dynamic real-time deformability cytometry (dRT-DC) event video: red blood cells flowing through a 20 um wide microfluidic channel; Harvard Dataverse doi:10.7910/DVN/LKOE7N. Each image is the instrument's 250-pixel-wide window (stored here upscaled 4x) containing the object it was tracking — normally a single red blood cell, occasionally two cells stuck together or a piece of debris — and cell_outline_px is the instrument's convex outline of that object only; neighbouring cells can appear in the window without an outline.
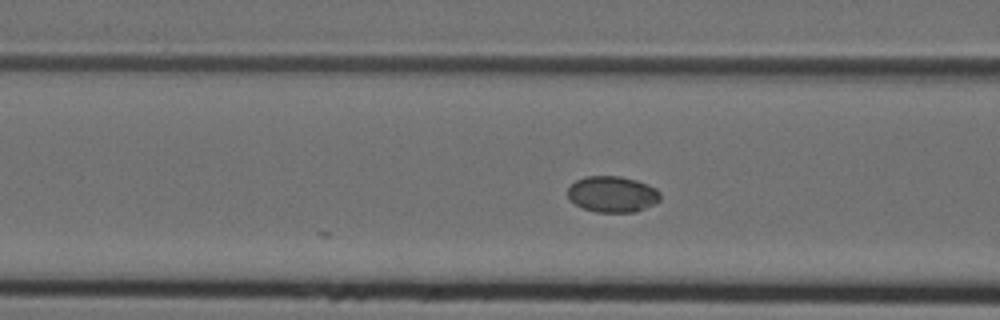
{"species": "Egyptian fruit bat (a non-hibernating species)", "species_latin": "Rousettus aegyptiacus", "temperature_condition": "cold", "stored_images_in_passage": 42, "camera_frame_rate_fps": 3000, "um_per_image_px": 0.085, "animal": {"sex": "female"}, "frame": {"image": 1, "passage_image": 7, "time_ms": 2.0, "image_size_px": [1000, 320], "cell_outline_px": [[656, 200], [636, 208], [620, 212], [612, 212], [588, 208], [572, 200], [568, 192], [572, 184], [580, 180], [596, 176], [608, 176], [628, 180], [644, 184], [652, 188], [656, 192]], "centroid_in_image_um": [51.95, 16.48], "position_along_channel_um": 114.7, "area_um2": 16.88}}
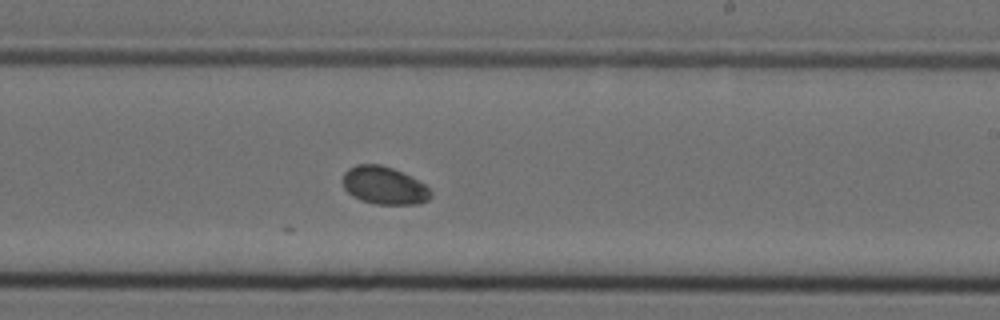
{"frame": {"image": 2, "passage_image": 19, "time_ms": 6.0, "image_size_px": [1000, 320], "cell_outline_px": [[424, 200], [368, 200], [352, 192], [348, 188], [344, 180], [344, 176], [352, 168], [388, 168], [420, 184], [424, 188]], "centroid_in_image_um": [32.53, 15.72], "position_along_channel_um": 256.5, "area_um2": 14.68}}
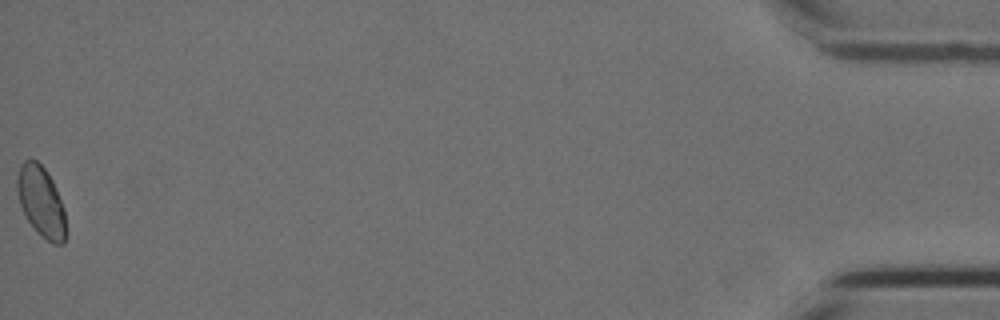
{"frame": {"image": 3, "passage_image": 42, "time_ms": 13.667, "image_size_px": [1000, 320], "cell_outline_px": [[64, 240], [52, 240], [44, 236], [32, 224], [20, 200], [20, 172], [32, 160], [40, 164], [48, 176], [56, 192], [64, 212]], "centroid_in_image_um": [3.54, 17.16], "position_along_channel_um": 431.7, "area_um2": 16.99}}